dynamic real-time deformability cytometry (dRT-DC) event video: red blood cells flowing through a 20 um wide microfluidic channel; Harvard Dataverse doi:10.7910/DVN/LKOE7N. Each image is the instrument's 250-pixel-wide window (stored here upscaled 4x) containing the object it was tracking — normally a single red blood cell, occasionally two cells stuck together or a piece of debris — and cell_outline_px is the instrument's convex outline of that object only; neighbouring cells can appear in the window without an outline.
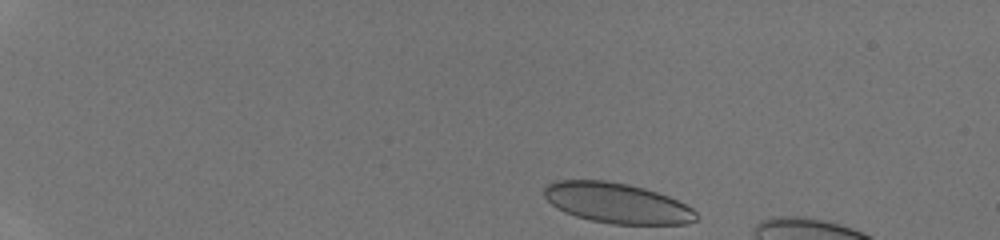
{"species": "human", "species_latin": "Homo sapiens", "temperature_condition": "room temperature", "stored_images_in_passage": 37, "camera_frame_rate_fps": 3000, "um_per_image_px": 0.085, "donor": {"sex": "male"}, "frame": {"image": 1, "passage_image": 1, "time_ms": 0.0, "image_size_px": [1000, 240], "cell_outline_px": [[700, 216], [696, 220], [684, 224], [612, 224], [592, 220], [576, 216], [564, 212], [556, 208], [544, 196], [544, 188], [552, 180], [604, 180], [628, 184], [644, 188], [668, 196], [692, 208]], "centroid_in_image_um": [52.43, 17.26], "position_along_channel_um": 32.6, "area_um2": 35.66}}
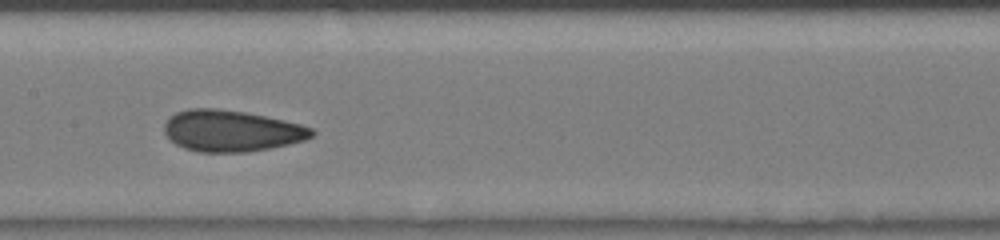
{"frame": {"image": 2, "passage_image": 18, "time_ms": 5.667, "image_size_px": [1000, 240], "cell_outline_px": [[316, 132], [312, 136], [304, 140], [288, 144], [248, 152], [200, 152], [184, 148], [176, 144], [164, 132], [164, 124], [168, 116], [176, 112], [188, 108], [216, 108], [244, 112], [284, 120], [300, 124], [312, 128]], "centroid_in_image_um": [19.64, 11.11], "position_along_channel_um": 187.8, "area_um2": 35.49}}
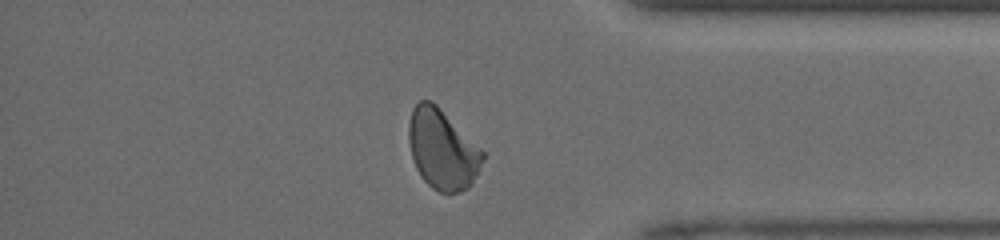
{"frame": {"image": 3, "passage_image": 32, "time_ms": 10.333, "image_size_px": [1000, 240], "cell_outline_px": [[484, 160], [480, 168], [468, 188], [460, 192], [448, 196], [432, 188], [420, 176], [416, 168], [412, 156], [408, 140], [408, 124], [412, 108], [420, 100], [432, 100], [484, 152]], "centroid_in_image_um": [37.58, 12.72], "position_along_channel_um": 397.6, "area_um2": 34.51}}